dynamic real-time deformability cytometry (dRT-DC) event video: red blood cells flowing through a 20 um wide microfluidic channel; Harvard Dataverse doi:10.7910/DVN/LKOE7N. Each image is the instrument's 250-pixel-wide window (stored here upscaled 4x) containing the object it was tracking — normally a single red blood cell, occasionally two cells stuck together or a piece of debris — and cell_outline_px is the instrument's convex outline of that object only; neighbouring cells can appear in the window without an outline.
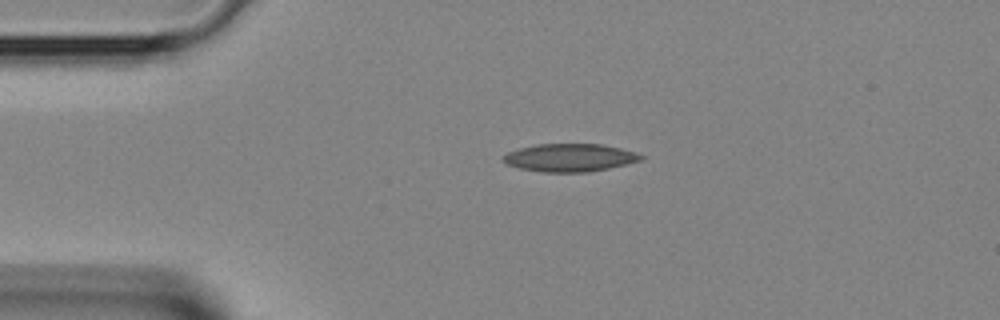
{"species": "Egyptian fruit bat (a non-hibernating species)", "species_latin": "Rousettus aegyptiacus", "temperature_condition": "room temperature", "stored_images_in_passage": 2, "camera_frame_rate_fps": 3000, "um_per_image_px": 0.085, "animal": {"sex": "female"}, "frame": {"image": 1, "passage_image": 1, "time_ms": 0.0, "image_size_px": [1000, 320], "cell_outline_px": [[644, 156], [640, 160], [608, 168], [588, 172], [544, 172], [520, 168], [508, 164], [500, 160], [508, 152], [520, 148], [536, 144], [600, 144], [620, 148], [636, 152]], "centroid_in_image_um": [48.41, 13.39], "position_along_channel_um": 36.6, "area_um2": 22.14}}